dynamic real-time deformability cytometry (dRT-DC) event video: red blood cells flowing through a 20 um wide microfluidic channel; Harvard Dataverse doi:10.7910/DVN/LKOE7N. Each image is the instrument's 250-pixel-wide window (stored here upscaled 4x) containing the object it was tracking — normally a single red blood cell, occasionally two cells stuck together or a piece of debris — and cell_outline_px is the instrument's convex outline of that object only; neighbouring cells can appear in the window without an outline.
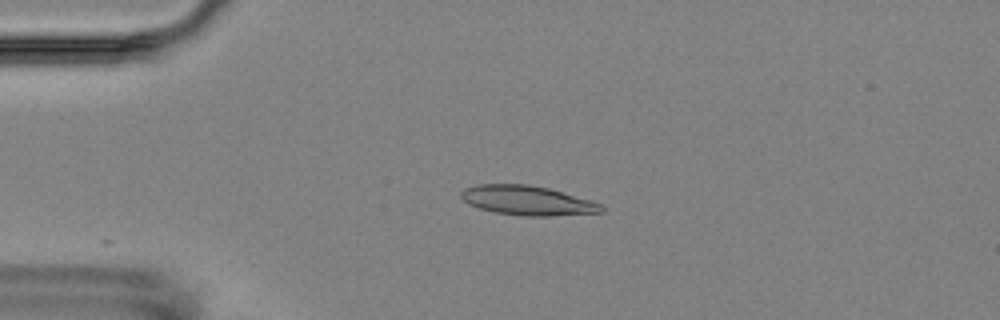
{"species": "Egyptian fruit bat (a non-hibernating species)", "species_latin": "Rousettus aegyptiacus", "temperature_condition": "room temperature", "stored_images_in_passage": 5, "camera_frame_rate_fps": 3000, "um_per_image_px": 0.085, "animal": {"sex": "female"}, "frame": {"image": 1, "passage_image": 3, "time_ms": 3.333, "image_size_px": [1000, 320], "cell_outline_px": [[604, 212], [548, 216], [520, 216], [496, 212], [480, 208], [468, 204], [460, 196], [460, 192], [464, 188], [480, 184], [528, 184], [548, 188], [604, 204]], "centroid_in_image_um": [44.84, 17.04], "position_along_channel_um": 40.2, "area_um2": 24.1}}
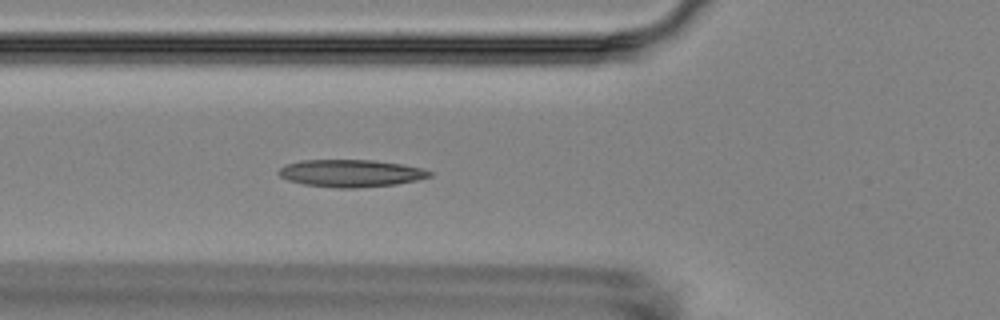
{"frame": {"image": 2, "passage_image": 5, "time_ms": 5.667, "image_size_px": [1000, 320], "cell_outline_px": [[432, 176], [416, 180], [396, 184], [356, 188], [336, 188], [304, 184], [288, 180], [280, 176], [276, 172], [280, 168], [288, 164], [300, 160], [372, 160], [400, 164], [420, 168], [432, 172]], "centroid_in_image_um": [29.79, 14.73], "position_along_channel_um": 96.0, "area_um2": 23.87}}